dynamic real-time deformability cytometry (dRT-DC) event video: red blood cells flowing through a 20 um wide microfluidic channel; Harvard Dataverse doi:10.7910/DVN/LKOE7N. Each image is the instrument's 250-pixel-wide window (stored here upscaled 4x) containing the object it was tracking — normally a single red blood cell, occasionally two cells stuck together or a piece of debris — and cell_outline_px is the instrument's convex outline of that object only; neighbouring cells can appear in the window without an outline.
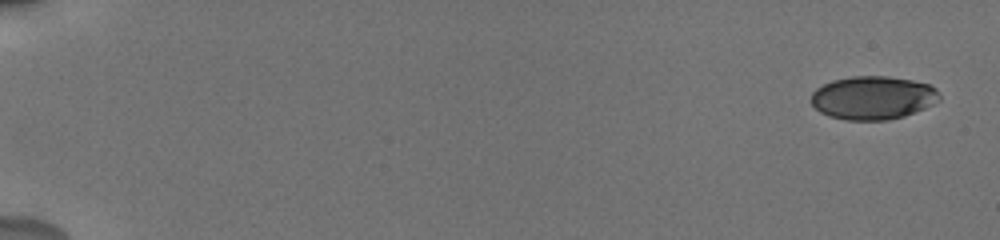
{"species": "human", "species_latin": "Homo sapiens", "temperature_condition": "cold", "stored_images_in_passage": 7, "camera_frame_rate_fps": 3000, "um_per_image_px": 0.085, "donor": {"sex": "male"}, "frame": {"image": 1, "passage_image": 1, "time_ms": 0.0, "image_size_px": [1000, 240], "cell_outline_px": [[940, 100], [924, 108], [904, 116], [888, 120], [844, 120], [828, 116], [820, 112], [812, 104], [812, 92], [816, 88], [832, 80], [852, 76], [888, 76], [912, 80], [928, 84], [936, 88], [940, 92]], "centroid_in_image_um": [74.2, 8.31], "position_along_channel_um": 10.8, "area_um2": 32.54}}
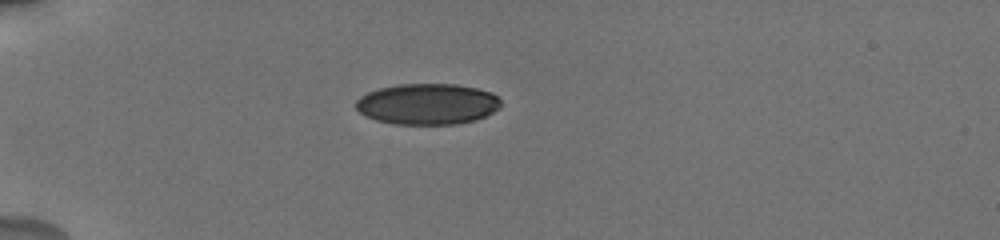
{"frame": {"image": 2, "passage_image": 6, "time_ms": 5.0, "image_size_px": [1000, 240], "cell_outline_px": [[500, 108], [476, 120], [456, 124], [392, 124], [376, 120], [364, 116], [356, 108], [356, 100], [360, 96], [368, 92], [380, 88], [396, 84], [456, 84], [476, 88], [492, 92], [500, 100]], "centroid_in_image_um": [36.32, 8.84], "position_along_channel_um": 48.7, "area_um2": 34.74}}